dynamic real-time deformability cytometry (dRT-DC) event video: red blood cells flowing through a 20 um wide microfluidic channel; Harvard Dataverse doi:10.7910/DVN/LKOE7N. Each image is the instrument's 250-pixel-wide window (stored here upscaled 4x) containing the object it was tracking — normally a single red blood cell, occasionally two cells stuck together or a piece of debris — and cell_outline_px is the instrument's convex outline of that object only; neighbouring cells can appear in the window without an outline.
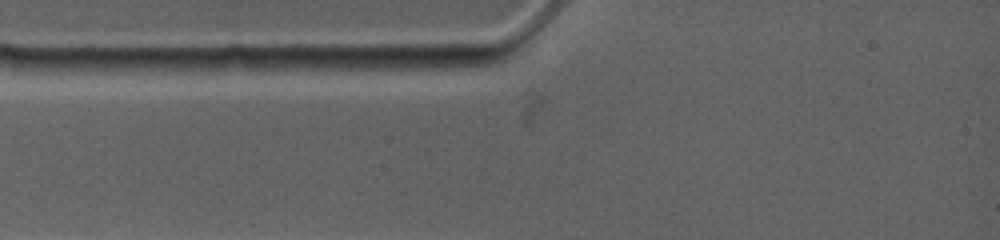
{"species": "common noctule bat (a hibernating species)", "species_latin": "Nyctalus noctula", "temperature_condition": "warm", "stored_images_in_passage": 1, "camera_frame_rate_fps": 4500, "um_per_image_px": 0.085, "animal": {"sex": "female", "body_mass_g": 19.0, "forearm_length_mm": 53.3}, "frame": {"image": 1, "passage_image": 1, "time_ms": 0.0, "image_size_px": [1000, 240], "cell_outline_px": [[504, 60], [488, 64], [428, 76], [364, 68], [364, 64], [372, 56], [504, 56]], "centroid_in_image_um": [36.38, 5.41], "position_along_channel_um": 48.6, "area_um2": 13.93}}